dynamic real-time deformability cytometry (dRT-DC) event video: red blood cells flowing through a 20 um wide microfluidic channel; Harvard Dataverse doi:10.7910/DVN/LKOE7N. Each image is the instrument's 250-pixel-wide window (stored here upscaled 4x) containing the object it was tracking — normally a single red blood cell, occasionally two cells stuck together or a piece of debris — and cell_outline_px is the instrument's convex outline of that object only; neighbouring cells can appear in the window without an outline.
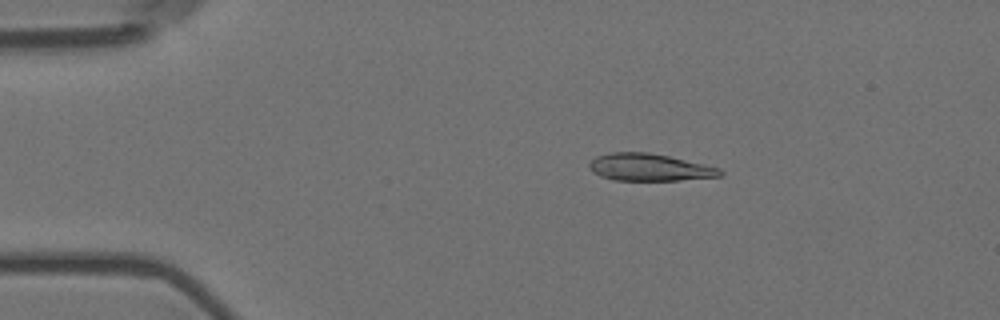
{"species": "Egyptian fruit bat (a non-hibernating species)", "species_latin": "Rousettus aegyptiacus", "temperature_condition": "room temperature", "stored_images_in_passage": 56, "camera_frame_rate_fps": 3000, "um_per_image_px": 0.085, "animal": {"sex": "female"}, "frame": {"image": 1, "passage_image": 10, "time_ms": 3.0, "image_size_px": [1000, 320], "cell_outline_px": [[724, 172], [720, 176], [680, 180], [612, 180], [600, 176], [592, 172], [588, 168], [588, 164], [596, 156], [612, 152], [648, 152], [668, 156], [704, 164], [720, 168]], "centroid_in_image_um": [55.17, 14.22], "position_along_channel_um": 29.8, "area_um2": 20.75}}
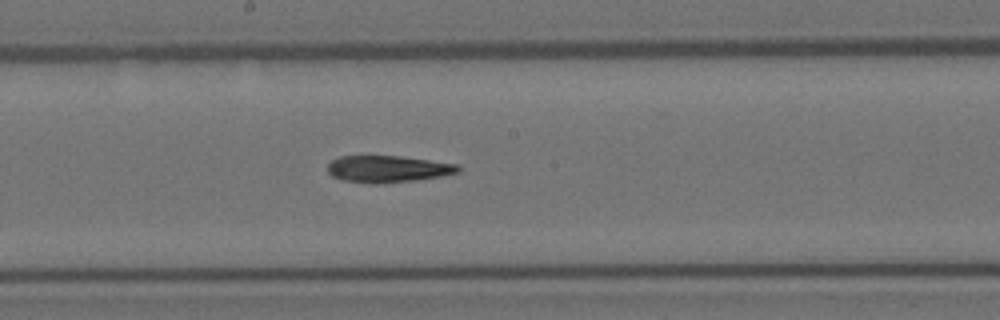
{"frame": {"image": 2, "passage_image": 30, "time_ms": 9.667, "image_size_px": [1000, 320], "cell_outline_px": [[460, 172], [444, 176], [416, 180], [376, 184], [372, 184], [340, 180], [332, 176], [328, 172], [328, 164], [332, 160], [340, 156], [400, 156], [456, 164], [460, 168]], "centroid_in_image_um": [32.95, 14.37], "position_along_channel_um": 215.3, "area_um2": 20.46}}
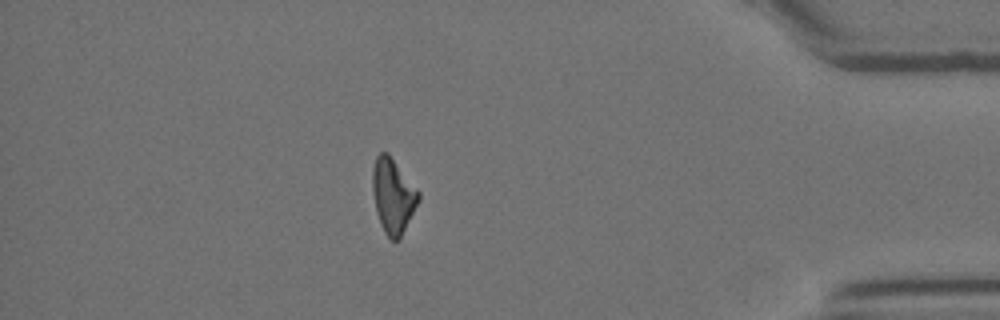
{"frame": {"image": 3, "passage_image": 49, "time_ms": 16.0, "image_size_px": [1000, 320], "cell_outline_px": [[420, 200], [400, 240], [392, 240], [384, 232], [380, 224], [376, 212], [372, 188], [372, 168], [376, 156], [380, 152], [388, 152], [420, 192]], "centroid_in_image_um": [33.41, 16.64], "position_along_channel_um": 401.8, "area_um2": 20.29}, "authors_computed_cell_mechanics": {"area_um2": 20.7213, "velocity_mm_per_s": 3.5957, "shape_relaxation_time_tau1_ms": null, "shape_relaxation_time_tau2_ms": 9.5044, "deformation_change_tau1": null, "deformation_change_tau2": 0.2341}}